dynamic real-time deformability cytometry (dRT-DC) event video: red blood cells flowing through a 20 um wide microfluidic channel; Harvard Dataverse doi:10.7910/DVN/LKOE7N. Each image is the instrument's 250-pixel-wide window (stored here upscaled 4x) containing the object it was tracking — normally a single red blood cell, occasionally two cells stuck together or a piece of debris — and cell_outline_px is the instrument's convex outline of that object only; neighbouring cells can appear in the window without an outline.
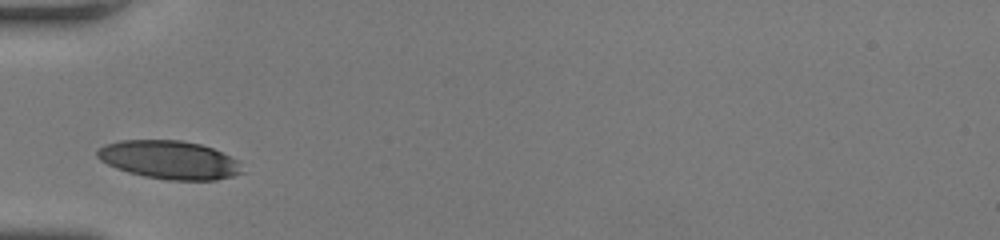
{"species": "human", "species_latin": "Homo sapiens", "temperature_condition": "room temperature", "stored_images_in_passage": 24, "camera_frame_rate_fps": 3000, "um_per_image_px": 0.085, "donor": {"sex": "female"}, "frame": {"image": 1, "passage_image": 1, "time_ms": 0.0, "image_size_px": [1000, 240], "cell_outline_px": [[244, 172], [232, 176], [216, 180], [168, 180], [144, 176], [128, 172], [116, 168], [100, 160], [96, 156], [96, 148], [104, 144], [120, 140], [180, 140], [200, 144], [212, 148], [240, 160]], "centroid_in_image_um": [14.4, 13.58], "position_along_channel_um": 70.6, "area_um2": 32.66}}
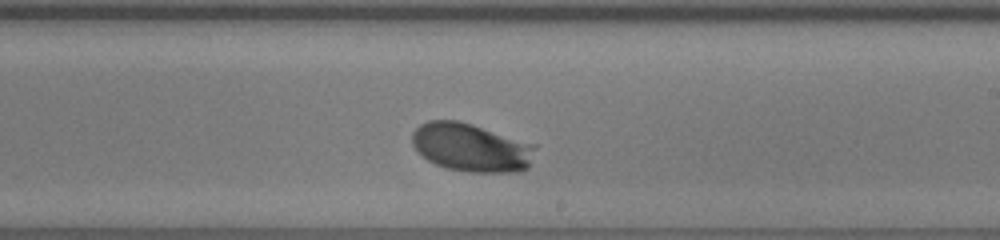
{"frame": {"image": 2, "passage_image": 14, "time_ms": 4.333, "image_size_px": [1000, 240], "cell_outline_px": [[536, 148], [528, 168], [516, 172], [468, 172], [448, 168], [436, 164], [428, 160], [412, 144], [412, 132], [420, 124], [428, 120], [456, 120], [472, 124], [536, 144]], "centroid_in_image_um": [40.07, 12.53], "position_along_channel_um": 248.9, "area_um2": 34.62}}
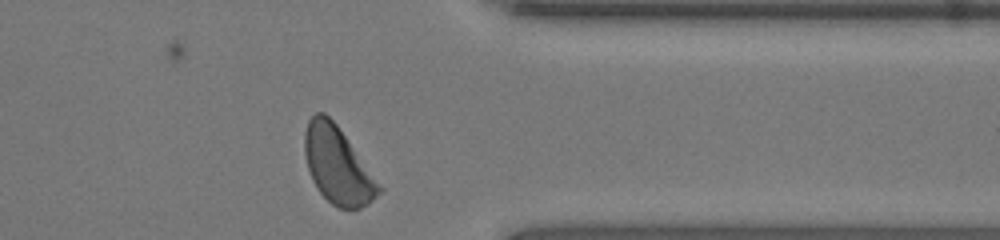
{"frame": {"image": 3, "passage_image": 24, "time_ms": 7.667, "image_size_px": [1000, 240], "cell_outline_px": [[384, 188], [368, 204], [360, 208], [336, 208], [316, 188], [312, 180], [308, 168], [304, 152], [304, 132], [308, 120], [316, 112], [324, 112], [336, 124]], "centroid_in_image_um": [28.69, 14.06], "position_along_channel_um": 382.7, "area_um2": 33.06}, "authors_computed_cell_mechanics": {"area_um2": 32.9749, "velocity_mm_per_s": 4.1604, "shape_relaxation_time_tau1_ms": 1.9584, "shape_relaxation_time_tau2_ms": null, "deformation_change_tau1": 0.1054, "deformation_change_tau2": null}}